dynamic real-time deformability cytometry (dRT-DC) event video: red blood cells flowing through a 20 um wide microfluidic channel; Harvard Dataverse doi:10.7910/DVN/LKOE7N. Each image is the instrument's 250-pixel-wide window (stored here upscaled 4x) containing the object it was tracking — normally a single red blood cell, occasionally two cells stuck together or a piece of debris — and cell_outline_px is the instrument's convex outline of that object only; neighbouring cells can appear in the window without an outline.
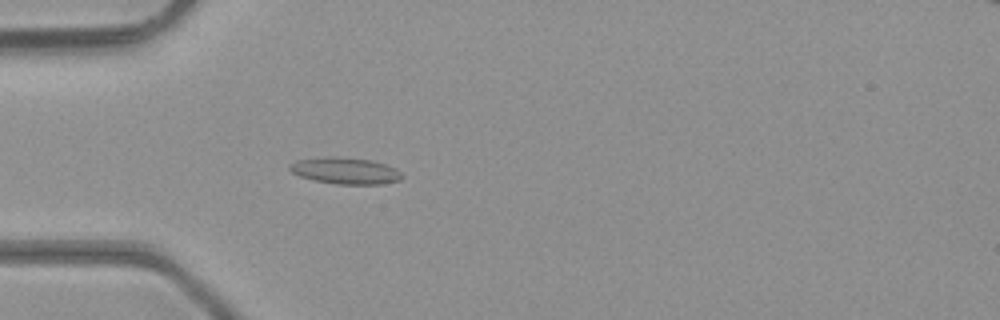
{"species": "common noctule bat (a hibernating species)", "species_latin": "Nyctalus noctula", "temperature_condition": "room temperature", "stored_images_in_passage": 47, "camera_frame_rate_fps": 3000, "um_per_image_px": 0.085, "animal": {"sex": "male", "body_mass_g": 23.1, "forearm_length_mm": 52.7}, "frame": {"image": 1, "passage_image": 14, "time_ms": 4.333, "image_size_px": [1000, 320], "cell_outline_px": [[404, 176], [400, 180], [384, 184], [336, 184], [312, 180], [300, 176], [292, 172], [288, 168], [288, 164], [296, 160], [324, 156], [332, 156], [372, 160], [396, 168]], "centroid_in_image_um": [29.33, 14.51], "position_along_channel_um": 55.7, "area_um2": 17.57}}
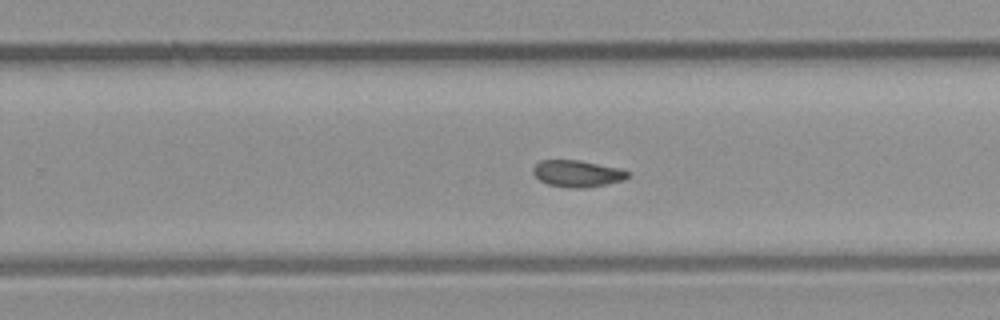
{"frame": {"image": 2, "passage_image": 30, "time_ms": 9.667, "image_size_px": [1000, 320], "cell_outline_px": [[628, 176], [624, 180], [588, 188], [568, 188], [548, 184], [540, 180], [532, 172], [532, 168], [540, 160], [580, 160], [620, 168], [628, 172]], "centroid_in_image_um": [49.06, 14.75], "position_along_channel_um": 280.7, "area_um2": 14.8}}
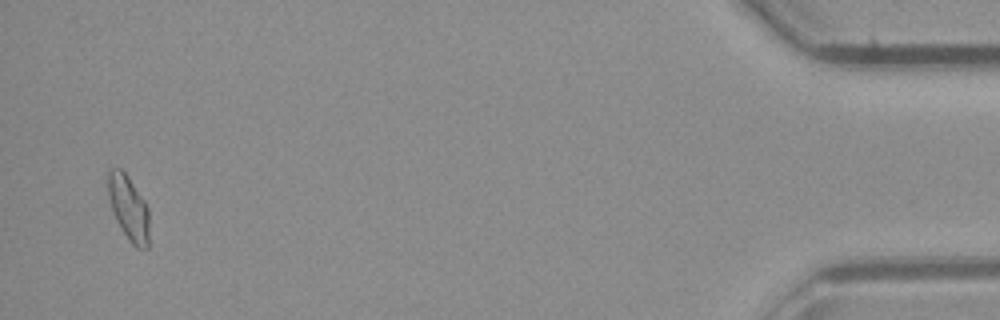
{"frame": {"image": 3, "passage_image": 46, "time_ms": 15.0, "image_size_px": [1000, 320], "cell_outline_px": [[148, 248], [136, 248], [128, 240], [120, 228], [116, 220], [108, 196], [108, 168], [120, 168], [128, 176], [144, 200], [148, 208]], "centroid_in_image_um": [10.92, 17.67], "position_along_channel_um": 424.3, "area_um2": 15.49}, "authors_computed_cell_mechanics": {"area_um2": 15.2014, "velocity_mm_per_s": 4.3354, "shape_relaxation_time_tau1_ms": 9.4092, "shape_relaxation_time_tau2_ms": 2.5373, "deformation_change_tau1": 0.2176, "deformation_change_tau2": 0.062}}